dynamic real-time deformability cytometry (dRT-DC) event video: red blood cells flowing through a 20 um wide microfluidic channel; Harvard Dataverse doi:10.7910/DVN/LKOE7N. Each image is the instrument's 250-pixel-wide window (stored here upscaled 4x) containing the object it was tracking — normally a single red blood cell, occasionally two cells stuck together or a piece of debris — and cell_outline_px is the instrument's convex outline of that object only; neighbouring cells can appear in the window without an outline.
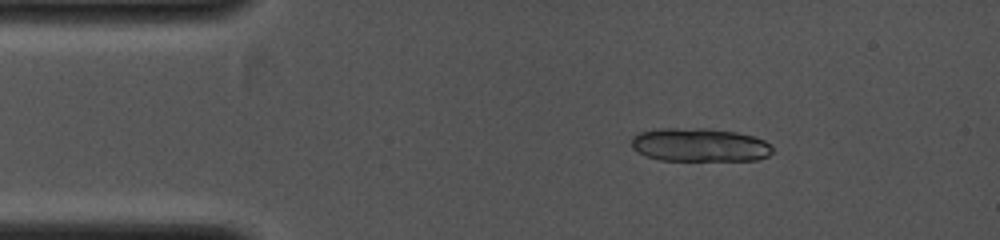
{"species": "common noctule bat (a hibernating species)", "species_latin": "Nyctalus noctula", "temperature_condition": "cold", "stored_images_in_passage": 4, "camera_frame_rate_fps": 4000, "um_per_image_px": 0.085, "animal": {"sex": "female", "body_mass_g": 19.0, "forearm_length_mm": 53.3}, "frame": {"image": 1, "passage_image": 1, "time_ms": 0.0, "image_size_px": [1000, 240], "cell_outline_px": [[772, 152], [768, 156], [756, 160], [660, 160], [648, 156], [632, 148], [632, 136], [640, 132], [660, 128], [708, 128], [736, 132], [752, 136], [764, 140], [772, 148]], "centroid_in_image_um": [59.46, 12.31], "position_along_channel_um": 25.5, "area_um2": 27.4}}